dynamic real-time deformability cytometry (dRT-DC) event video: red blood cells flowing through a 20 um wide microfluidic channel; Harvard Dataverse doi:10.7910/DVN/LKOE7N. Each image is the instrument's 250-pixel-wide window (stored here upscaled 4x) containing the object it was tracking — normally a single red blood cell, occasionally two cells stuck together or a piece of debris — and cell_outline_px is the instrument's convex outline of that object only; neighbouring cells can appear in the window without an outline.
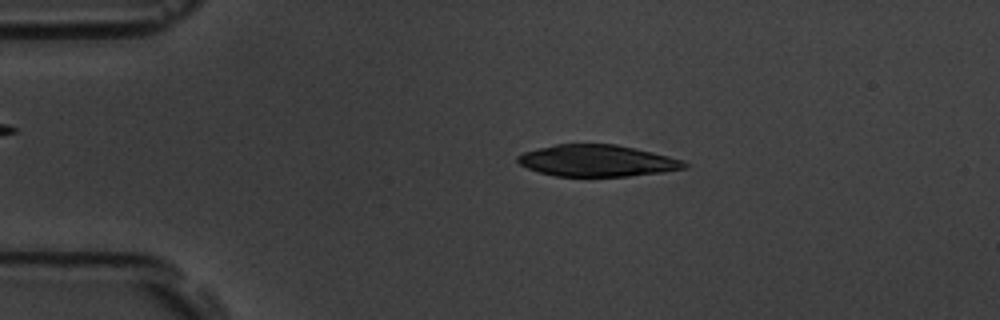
{"species": "common noctule bat (a hibernating species)", "species_latin": "Nyctalus noctula", "temperature_condition": "room temperature", "stored_images_in_passage": 43, "camera_frame_rate_fps": 3000, "um_per_image_px": 0.085, "animal": {"sex": "male", "body_mass_g": 19.5, "forearm_length_mm": 54.6}, "frame": {"image": 1, "passage_image": 1, "time_ms": 0.0, "image_size_px": [1000, 320], "cell_outline_px": [[688, 168], [664, 172], [628, 176], [556, 176], [540, 172], [528, 168], [520, 164], [516, 160], [516, 156], [524, 152], [556, 144], [616, 144], [652, 152], [668, 156], [680, 160], [688, 164]], "centroid_in_image_um": [50.76, 13.66], "position_along_channel_um": 34.2, "area_um2": 30.52}}